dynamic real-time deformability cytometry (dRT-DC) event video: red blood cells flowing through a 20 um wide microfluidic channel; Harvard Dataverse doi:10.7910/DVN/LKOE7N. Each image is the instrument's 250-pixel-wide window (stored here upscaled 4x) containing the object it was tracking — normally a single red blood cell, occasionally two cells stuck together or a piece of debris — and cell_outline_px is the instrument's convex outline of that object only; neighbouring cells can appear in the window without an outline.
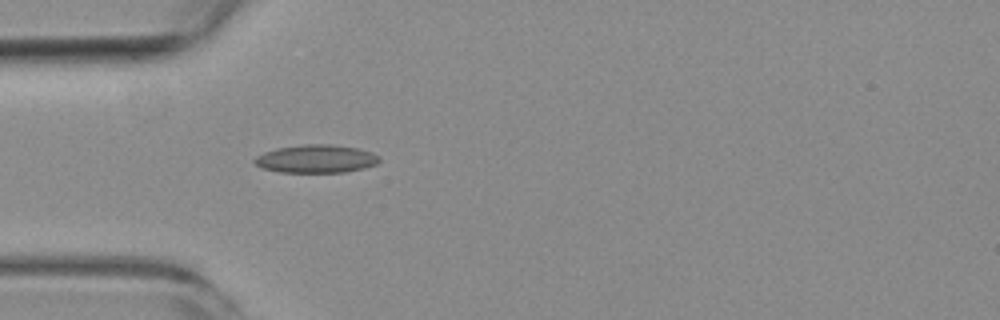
{"species": "common noctule bat (a hibernating species)", "species_latin": "Nyctalus noctula", "temperature_condition": "room temperature", "stored_images_in_passage": 2, "camera_frame_rate_fps": 3000, "um_per_image_px": 0.085, "animal": {"sex": "female", "body_mass_g": 19.3, "forearm_length_mm": 54.1}, "frame": {"image": 1, "passage_image": 2, "time_ms": 1.333, "image_size_px": [1000, 320], "cell_outline_px": [[380, 160], [376, 164], [364, 168], [344, 172], [280, 172], [260, 168], [252, 160], [256, 156], [264, 152], [276, 148], [304, 144], [332, 144], [356, 148], [372, 152], [380, 156]], "centroid_in_image_um": [26.85, 13.5], "position_along_channel_um": 58.1, "area_um2": 20.52}}